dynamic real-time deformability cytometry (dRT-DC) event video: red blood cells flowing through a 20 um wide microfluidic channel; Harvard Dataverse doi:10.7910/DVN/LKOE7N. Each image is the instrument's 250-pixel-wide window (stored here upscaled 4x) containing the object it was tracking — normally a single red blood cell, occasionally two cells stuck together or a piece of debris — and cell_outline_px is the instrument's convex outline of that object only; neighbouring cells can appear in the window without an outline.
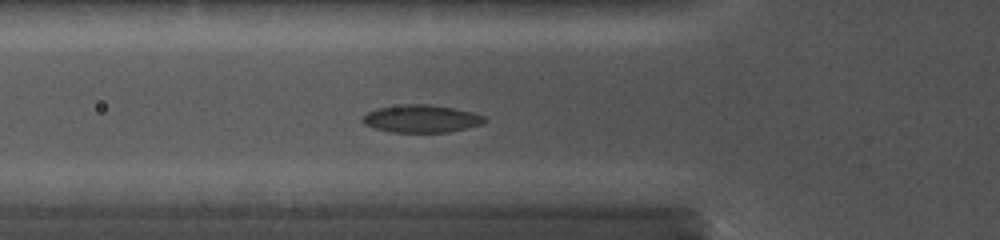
{"species": "common noctule bat (a hibernating species)", "species_latin": "Nyctalus noctula", "temperature_condition": "cold", "stored_images_in_passage": 22, "camera_frame_rate_fps": 5000, "um_per_image_px": 0.085, "animal": {"sex": "female", "body_mass_g": 19.0, "forearm_length_mm": 56.7}, "frame": {"image": 1, "passage_image": 22, "time_ms": 5.6, "image_size_px": [1000, 240], "cell_outline_px": [[488, 120], [484, 124], [448, 132], [392, 132], [376, 128], [364, 124], [360, 120], [368, 112], [376, 108], [404, 104], [432, 104], [456, 108], [472, 112], [484, 116]], "centroid_in_image_um": [35.85, 10.08], "position_along_channel_um": 90.0, "area_um2": 19.77}}